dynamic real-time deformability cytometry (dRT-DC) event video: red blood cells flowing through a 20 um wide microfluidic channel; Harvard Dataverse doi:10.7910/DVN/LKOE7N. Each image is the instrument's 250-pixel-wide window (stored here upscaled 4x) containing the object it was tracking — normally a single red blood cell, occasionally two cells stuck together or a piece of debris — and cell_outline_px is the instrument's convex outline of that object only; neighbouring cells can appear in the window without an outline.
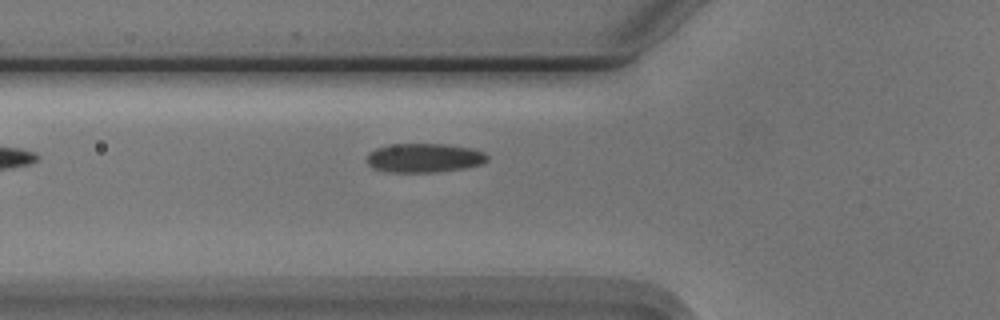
{"species": "Egyptian fruit bat (a non-hibernating species)", "species_latin": "Rousettus aegyptiacus", "temperature_condition": "cold", "stored_images_in_passage": 18, "camera_frame_rate_fps": 3000, "um_per_image_px": 0.085, "animal": {"sex": "male"}, "frame": {"image": 1, "passage_image": 4, "time_ms": 1.0, "image_size_px": [1000, 320], "cell_outline_px": [[488, 160], [480, 164], [464, 168], [436, 172], [388, 172], [372, 168], [368, 164], [368, 152], [376, 148], [388, 144], [444, 144], [472, 148], [484, 152], [488, 156]], "centroid_in_image_um": [36.04, 13.42], "position_along_channel_um": 89.8, "area_um2": 20.46}}
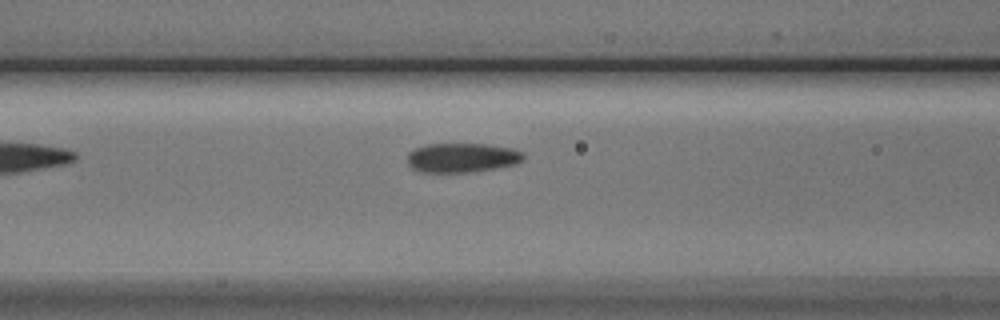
{"frame": {"image": 2, "passage_image": 7, "time_ms": 2.0, "image_size_px": [1000, 320], "cell_outline_px": [[524, 156], [516, 164], [472, 172], [420, 172], [412, 168], [408, 164], [408, 152], [416, 148], [428, 144], [484, 144], [512, 148], [520, 152]], "centroid_in_image_um": [39.23, 13.41], "position_along_channel_um": 127.4, "area_um2": 19.65}}
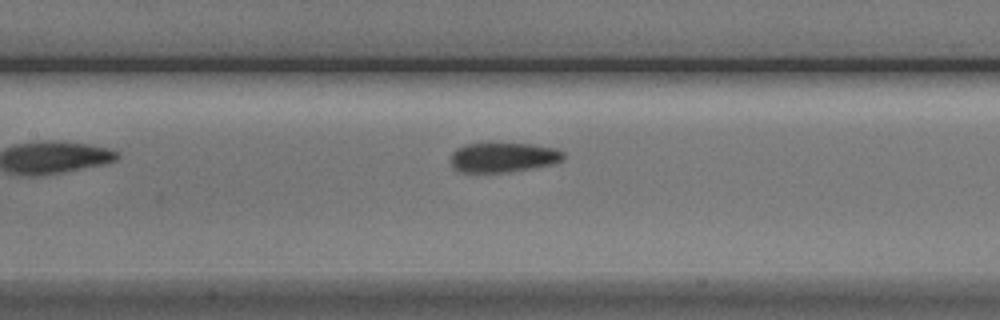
{"frame": {"image": 3, "passage_image": 10, "time_ms": 3.0, "image_size_px": [1000, 320], "cell_outline_px": [[564, 160], [552, 164], [512, 172], [460, 172], [452, 168], [452, 152], [456, 148], [464, 144], [488, 140], [532, 144], [552, 148], [564, 152]], "centroid_in_image_um": [42.73, 13.33], "position_along_channel_um": 164.7, "area_um2": 20.4}}